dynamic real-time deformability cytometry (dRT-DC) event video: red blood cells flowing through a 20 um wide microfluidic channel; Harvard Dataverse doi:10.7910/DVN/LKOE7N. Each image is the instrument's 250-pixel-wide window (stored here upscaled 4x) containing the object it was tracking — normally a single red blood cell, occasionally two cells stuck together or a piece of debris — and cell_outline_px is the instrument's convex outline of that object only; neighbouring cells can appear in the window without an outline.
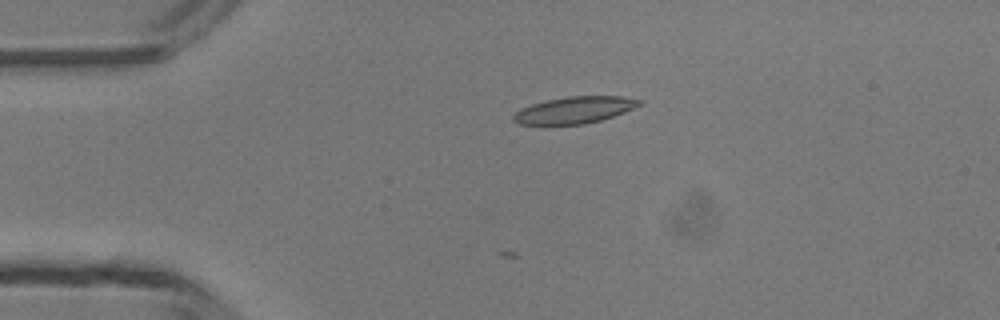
{"species": "common noctule bat (a hibernating species)", "species_latin": "Nyctalus noctula", "temperature_condition": "room temperature", "stored_images_in_passage": 5, "camera_frame_rate_fps": 3000, "um_per_image_px": 0.085, "animal": {"sex": "male", "body_mass_g": 13.3}, "frame": {"image": 1, "passage_image": 5, "time_ms": 5.333, "image_size_px": [1000, 320], "cell_outline_px": [[644, 104], [624, 112], [600, 120], [584, 124], [544, 128], [516, 124], [512, 120], [512, 116], [520, 108], [532, 104], [548, 100], [568, 96], [620, 96], [644, 100]], "centroid_in_image_um": [48.74, 9.4], "position_along_channel_um": 36.3, "area_um2": 20.58}}